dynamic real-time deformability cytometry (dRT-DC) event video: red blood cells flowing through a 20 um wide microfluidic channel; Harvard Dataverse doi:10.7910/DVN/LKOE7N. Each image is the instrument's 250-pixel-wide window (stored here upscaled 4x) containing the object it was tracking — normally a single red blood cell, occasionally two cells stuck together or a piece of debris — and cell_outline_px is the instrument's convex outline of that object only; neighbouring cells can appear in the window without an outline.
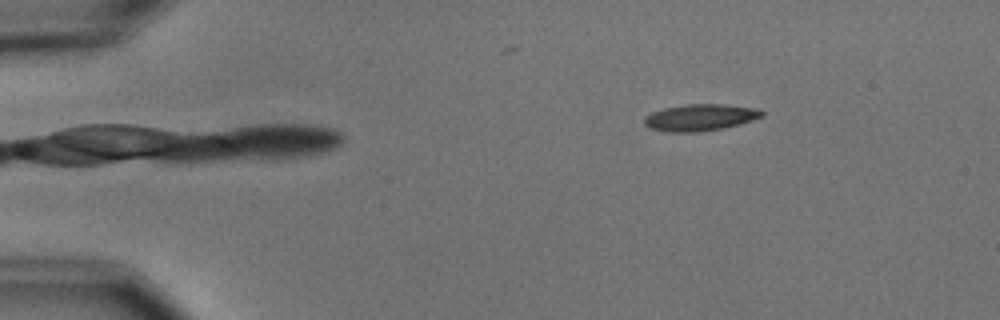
{"species": "common noctule bat (a hibernating species)", "species_latin": "Nyctalus noctula", "temperature_condition": "cold", "stored_images_in_passage": 5, "camera_frame_rate_fps": 3000, "um_per_image_px": 0.085, "animal": {"sex": "male", "body_mass_g": 15.6}, "frame": {"image": 1, "passage_image": 5, "time_ms": 4.333, "image_size_px": [1000, 320], "cell_outline_px": [[764, 116], [752, 120], [720, 128], [696, 132], [668, 132], [648, 128], [644, 124], [644, 116], [652, 112], [664, 108], [684, 104], [724, 104], [752, 108], [764, 112]], "centroid_in_image_um": [59.44, 9.98], "position_along_channel_um": 25.6, "area_um2": 18.09}}